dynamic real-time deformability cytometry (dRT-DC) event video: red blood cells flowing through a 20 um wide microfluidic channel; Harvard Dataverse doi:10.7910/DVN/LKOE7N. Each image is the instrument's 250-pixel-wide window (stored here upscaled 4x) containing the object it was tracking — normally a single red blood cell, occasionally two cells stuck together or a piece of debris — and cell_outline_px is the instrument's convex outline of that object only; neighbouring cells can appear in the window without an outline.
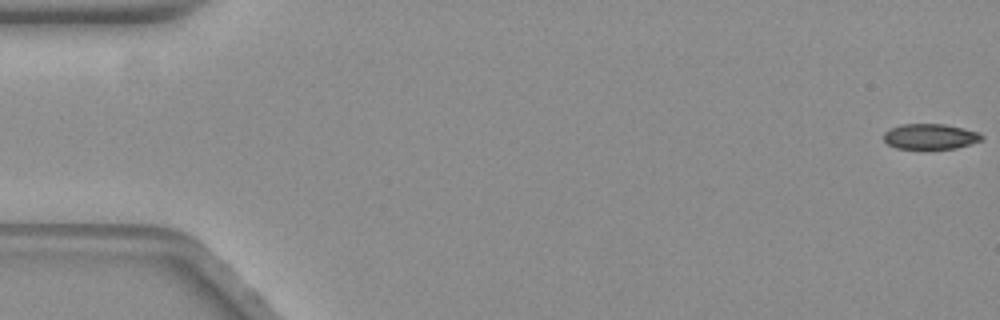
{"species": "common noctule bat (a hibernating species)", "species_latin": "Nyctalus noctula", "temperature_condition": "warm", "stored_images_in_passage": 59, "camera_frame_rate_fps": 3000, "um_per_image_px": 0.085, "animal": {"sex": "female", "body_mass_g": 19.3, "forearm_length_mm": 54.1}, "frame": {"image": 1, "passage_image": 1, "time_ms": 0.0, "image_size_px": [1000, 320], "cell_outline_px": [[984, 136], [980, 140], [956, 148], [896, 148], [888, 144], [884, 140], [884, 132], [888, 128], [904, 124], [944, 124], [980, 132]], "centroid_in_image_um": [79.04, 11.59], "position_along_channel_um": 6.0, "area_um2": 14.33}}
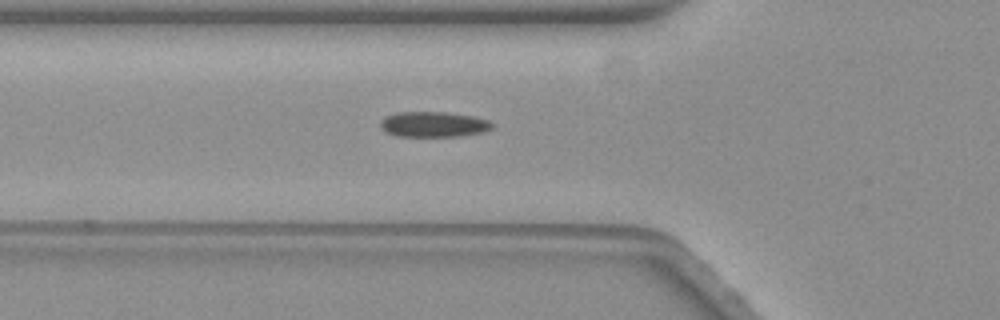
{"frame": {"image": 2, "passage_image": 21, "time_ms": 6.667, "image_size_px": [1000, 320], "cell_outline_px": [[492, 128], [484, 132], [460, 136], [396, 136], [384, 132], [380, 128], [380, 120], [384, 116], [396, 112], [448, 112], [472, 116], [488, 120], [492, 124]], "centroid_in_image_um": [36.79, 10.57], "position_along_channel_um": 89.0, "area_um2": 16.7}}
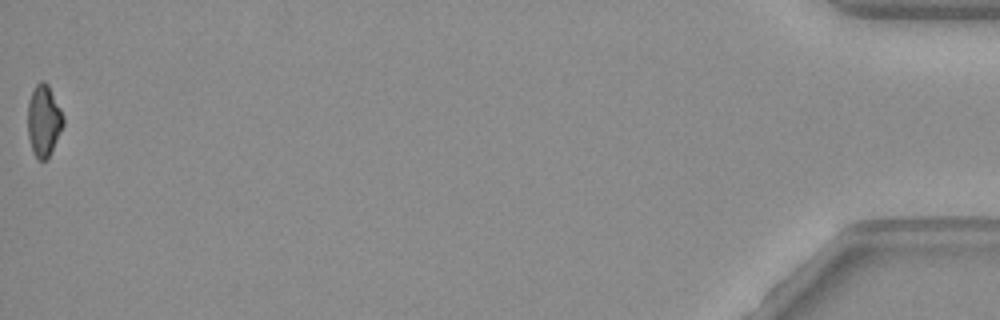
{"frame": {"image": 3, "passage_image": 59, "time_ms": 19.333, "image_size_px": [1000, 320], "cell_outline_px": [[64, 124], [48, 156], [44, 160], [36, 160], [32, 152], [28, 136], [28, 100], [36, 84], [40, 80], [44, 80], [48, 84], [64, 116]], "centroid_in_image_um": [3.7, 10.24], "position_along_channel_um": 431.5, "area_um2": 14.74}, "authors_computed_cell_mechanics": {"area_um2": 16.184, "velocity_mm_per_s": 3.5384, "shape_relaxation_time_tau1_ms": null, "shape_relaxation_time_tau2_ms": 7.4081, "deformation_change_tau1": null, "deformation_change_tau2": 0.1177}}